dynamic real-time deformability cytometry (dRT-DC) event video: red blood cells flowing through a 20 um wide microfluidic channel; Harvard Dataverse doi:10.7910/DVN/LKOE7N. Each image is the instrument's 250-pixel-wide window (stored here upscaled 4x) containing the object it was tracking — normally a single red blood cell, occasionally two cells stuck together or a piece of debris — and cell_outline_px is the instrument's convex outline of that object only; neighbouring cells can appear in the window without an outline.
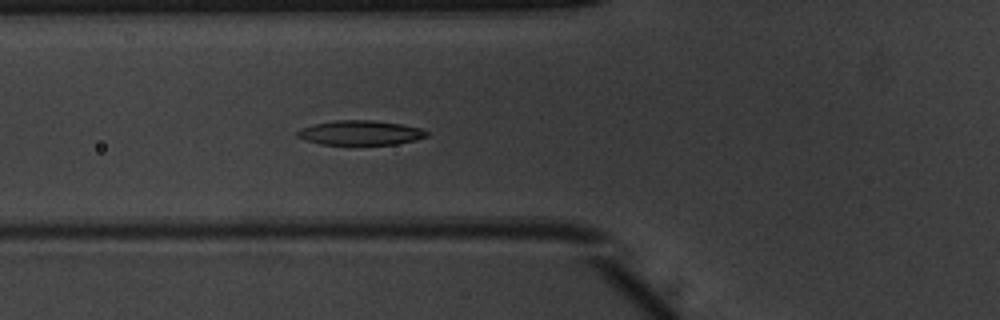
{"species": "common noctule bat (a hibernating species)", "species_latin": "Nyctalus noctula", "temperature_condition": "warm", "stored_images_in_passage": 53, "camera_frame_rate_fps": 3000, "um_per_image_px": 0.085, "animal": {"sex": "male", "body_mass_g": 20.1, "forearm_length_mm": 53.5}, "frame": {"image": 1, "passage_image": 21, "time_ms": 6.667, "image_size_px": [1000, 320], "cell_outline_px": [[428, 136], [416, 140], [396, 144], [320, 144], [304, 140], [296, 136], [296, 132], [300, 128], [316, 124], [336, 120], [372, 120], [400, 124], [420, 128], [428, 132]], "centroid_in_image_um": [30.61, 11.28], "position_along_channel_um": 95.2, "area_um2": 18.38}}
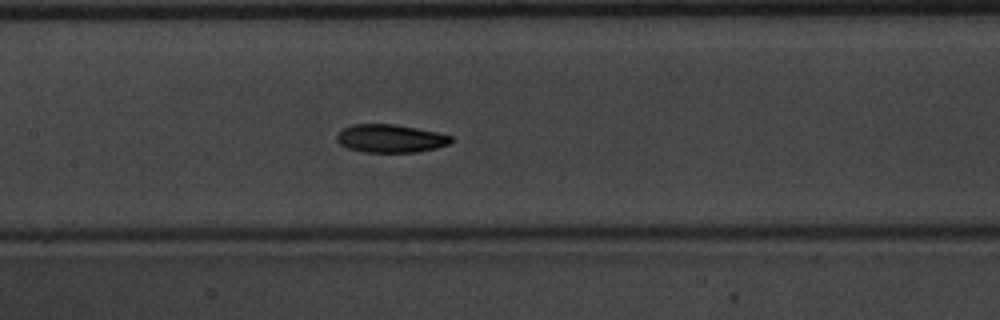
{"frame": {"image": 2, "passage_image": 27, "time_ms": 8.667, "image_size_px": [1000, 320], "cell_outline_px": [[452, 140], [448, 144], [436, 148], [416, 152], [364, 152], [348, 148], [340, 144], [336, 140], [336, 136], [344, 128], [352, 124], [396, 124], [436, 132], [452, 136]], "centroid_in_image_um": [33.17, 11.77], "position_along_channel_um": 174.2, "area_um2": 18.61}}
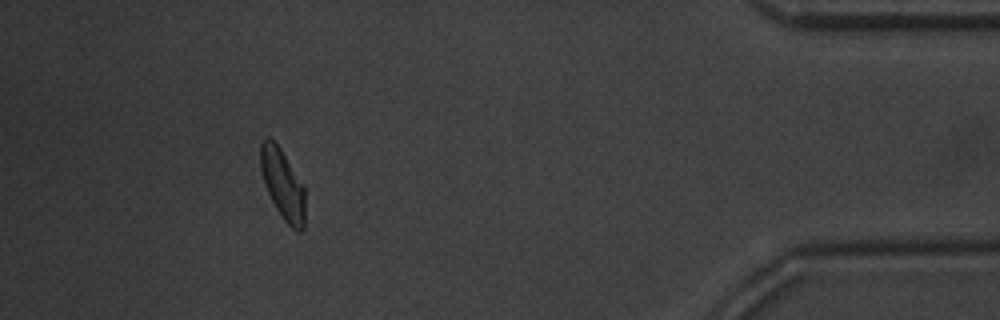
{"frame": {"image": 3, "passage_image": 49, "time_ms": 16.0, "image_size_px": [1000, 320], "cell_outline_px": [[304, 228], [300, 232], [296, 232], [284, 220], [276, 208], [264, 184], [260, 168], [260, 144], [268, 136], [280, 148], [304, 184]], "centroid_in_image_um": [24.03, 15.67], "position_along_channel_um": 411.2, "area_um2": 18.21}, "authors_computed_cell_mechanics": {"area_um2": 18.3804, "velocity_mm_per_s": 3.9168, "shape_relaxation_time_tau1_ms": 2.797, "shape_relaxation_time_tau2_ms": 4.7898, "deformation_change_tau1": 0.1347, "deformation_change_tau2": 0.103}}